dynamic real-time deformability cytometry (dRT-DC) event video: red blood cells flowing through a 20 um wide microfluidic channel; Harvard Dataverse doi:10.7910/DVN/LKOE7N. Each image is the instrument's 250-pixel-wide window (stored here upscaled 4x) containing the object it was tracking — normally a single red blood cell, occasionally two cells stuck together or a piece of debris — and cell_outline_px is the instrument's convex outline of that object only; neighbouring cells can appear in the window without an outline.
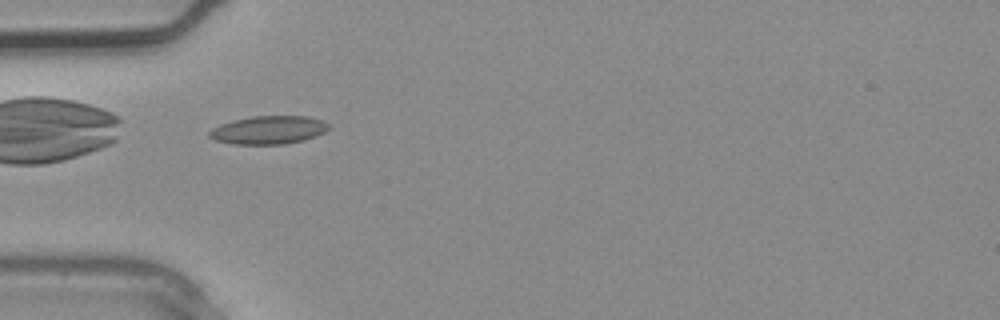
{"species": "common noctule bat (a hibernating species)", "species_latin": "Nyctalus noctula", "temperature_condition": "warm", "stored_images_in_passage": 1, "camera_frame_rate_fps": 3000, "um_per_image_px": 0.085, "animal": {"sex": "male", "body_mass_g": 20.4}, "frame": {"image": 1, "passage_image": 1, "time_ms": 0.0, "image_size_px": [1000, 320], "cell_outline_px": [[328, 128], [324, 132], [316, 136], [304, 140], [284, 144], [232, 144], [216, 140], [208, 136], [208, 132], [212, 128], [220, 124], [252, 116], [308, 116], [320, 120], [328, 124]], "centroid_in_image_um": [22.81, 11.05], "position_along_channel_um": 62.2, "area_um2": 19.48}}